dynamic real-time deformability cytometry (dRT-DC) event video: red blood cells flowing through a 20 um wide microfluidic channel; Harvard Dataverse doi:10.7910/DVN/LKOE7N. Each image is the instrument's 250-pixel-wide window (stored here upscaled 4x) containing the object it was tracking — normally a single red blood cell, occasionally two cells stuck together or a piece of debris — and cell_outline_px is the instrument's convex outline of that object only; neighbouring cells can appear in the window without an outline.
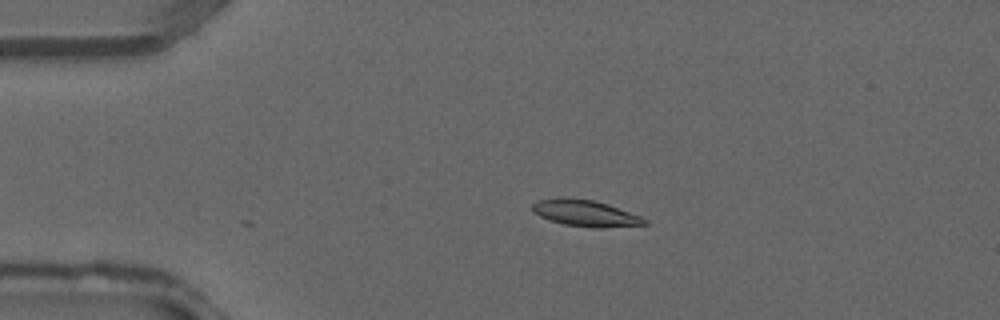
{"species": "common noctule bat (a hibernating species)", "species_latin": "Nyctalus noctula", "temperature_condition": "warm", "stored_images_in_passage": 9, "camera_frame_rate_fps": 3000, "um_per_image_px": 0.085, "animal": {"sex": "male", "forearm_length_mm": 52.5}, "frame": {"image": 1, "passage_image": 9, "time_ms": 2.667, "image_size_px": [1000, 320], "cell_outline_px": [[648, 224], [604, 228], [592, 228], [564, 224], [548, 220], [532, 212], [532, 204], [536, 200], [564, 196], [592, 200], [608, 204], [640, 216], [648, 220]], "centroid_in_image_um": [49.72, 18.11], "position_along_channel_um": 35.3, "area_um2": 17.51}}